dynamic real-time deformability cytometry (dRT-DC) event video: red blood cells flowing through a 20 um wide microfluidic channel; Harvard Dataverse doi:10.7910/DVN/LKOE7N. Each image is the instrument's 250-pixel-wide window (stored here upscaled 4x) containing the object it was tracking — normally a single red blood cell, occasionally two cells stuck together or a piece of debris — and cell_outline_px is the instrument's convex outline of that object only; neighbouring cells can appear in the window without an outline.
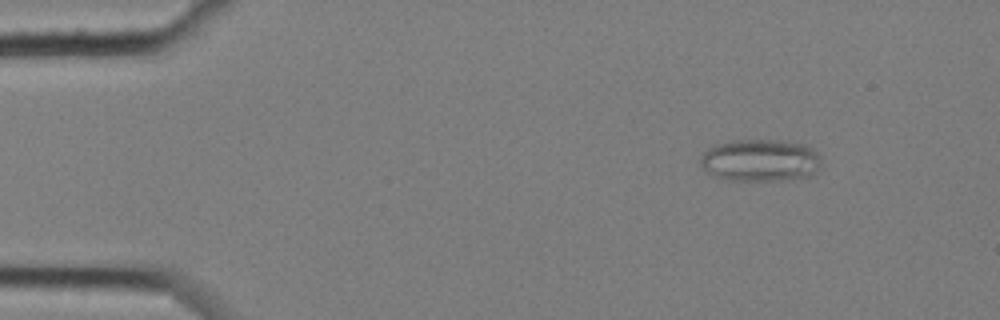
{"species": "common noctule bat (a hibernating species)", "species_latin": "Nyctalus noctula", "temperature_condition": "cold", "stored_images_in_passage": 6, "camera_frame_rate_fps": 3000, "um_per_image_px": 0.085, "animal": {"sex": "female", "body_mass_g": 25.1}, "frame": {"image": 1, "passage_image": 3, "time_ms": 0.667, "image_size_px": [1000, 320], "cell_outline_px": [[820, 168], [808, 176], [776, 180], [728, 180], [712, 176], [700, 164], [700, 156], [708, 148], [716, 144], [728, 140], [784, 140], [808, 144], [820, 156]], "centroid_in_image_um": [64.61, 13.6], "position_along_channel_um": 20.4, "area_um2": 30.0}}